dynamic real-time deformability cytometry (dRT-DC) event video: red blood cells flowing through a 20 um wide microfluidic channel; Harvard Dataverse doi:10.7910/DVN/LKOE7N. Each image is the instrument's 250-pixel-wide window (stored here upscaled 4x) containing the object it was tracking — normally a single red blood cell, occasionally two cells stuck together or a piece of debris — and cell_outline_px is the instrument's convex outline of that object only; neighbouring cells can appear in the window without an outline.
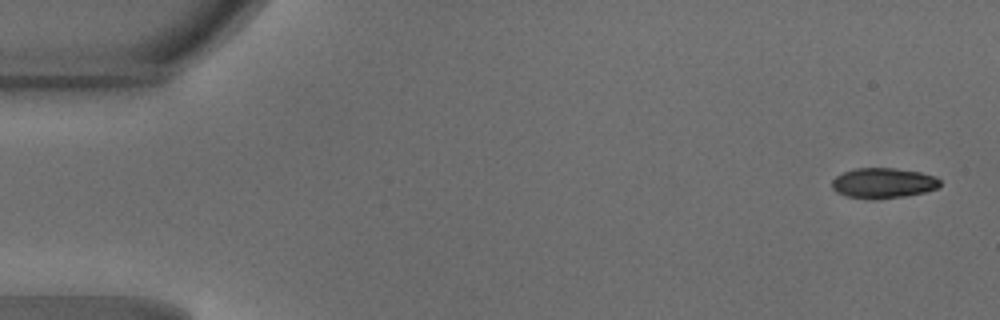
{"species": "common noctule bat (a hibernating species)", "species_latin": "Nyctalus noctula", "temperature_condition": "warm", "stored_images_in_passage": 14, "camera_frame_rate_fps": 3000, "um_per_image_px": 0.085, "animal": {"sex": "male", "body_mass_g": 18.8}, "frame": {"image": 1, "passage_image": 1, "time_ms": 0.0, "image_size_px": [1000, 320], "cell_outline_px": [[940, 184], [936, 188], [924, 192], [904, 196], [872, 200], [848, 196], [836, 192], [832, 188], [832, 180], [836, 176], [844, 172], [856, 168], [892, 168], [920, 172], [936, 176], [940, 180]], "centroid_in_image_um": [75.06, 15.56], "position_along_channel_um": 9.9, "area_um2": 19.02}}
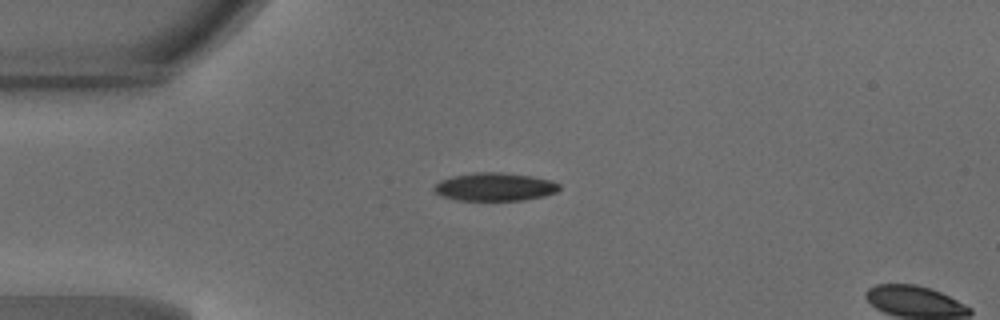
{"frame": {"image": 2, "passage_image": 11, "time_ms": 3.333, "image_size_px": [1000, 320], "cell_outline_px": [[560, 188], [556, 192], [544, 196], [524, 200], [456, 200], [440, 196], [432, 188], [440, 180], [452, 176], [472, 172], [500, 172], [532, 176], [552, 180], [560, 184]], "centroid_in_image_um": [42.05, 15.88], "position_along_channel_um": 43.0, "area_um2": 20.69}}